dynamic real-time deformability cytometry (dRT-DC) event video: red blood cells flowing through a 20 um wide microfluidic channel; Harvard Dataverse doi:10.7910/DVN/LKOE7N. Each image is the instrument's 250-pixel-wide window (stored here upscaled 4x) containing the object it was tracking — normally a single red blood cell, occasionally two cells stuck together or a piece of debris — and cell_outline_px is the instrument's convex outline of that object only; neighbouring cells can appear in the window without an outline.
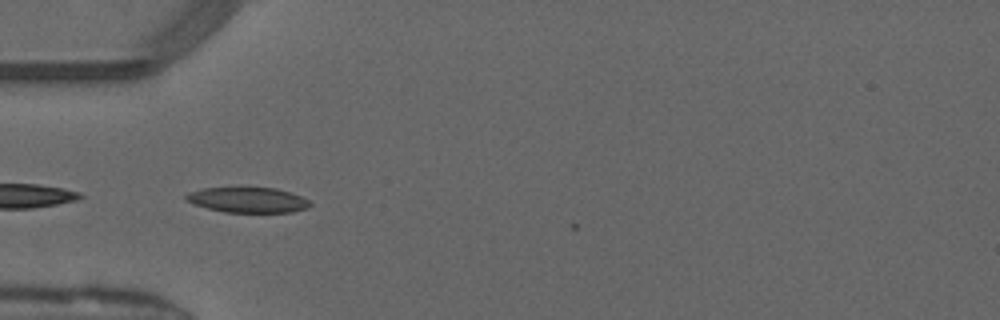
{"species": "common noctule bat (a hibernating species)", "species_latin": "Nyctalus noctula", "temperature_condition": "warm", "stored_images_in_passage": 31, "camera_frame_rate_fps": 3000, "um_per_image_px": 0.085, "animal": {"sex": "male", "forearm_length_mm": 52.5}, "frame": {"image": 1, "passage_image": 5, "time_ms": 1.333, "image_size_px": [1000, 320], "cell_outline_px": [[312, 204], [308, 208], [292, 212], [224, 212], [208, 208], [184, 200], [184, 196], [188, 192], [204, 188], [276, 188], [292, 192], [308, 200]], "centroid_in_image_um": [21.08, 16.99], "position_along_channel_um": 63.9, "area_um2": 18.21}, "authors_computed_cell_mechanics": {"area_um2": 18.207, "velocity_mm_per_s": 4.1168, "shape_relaxation_time_tau1_ms": 7.8617, "shape_relaxation_time_tau2_ms": 7.7796, "deformation_change_tau1": 0.194, "deformation_change_tau2": 0.1268}}